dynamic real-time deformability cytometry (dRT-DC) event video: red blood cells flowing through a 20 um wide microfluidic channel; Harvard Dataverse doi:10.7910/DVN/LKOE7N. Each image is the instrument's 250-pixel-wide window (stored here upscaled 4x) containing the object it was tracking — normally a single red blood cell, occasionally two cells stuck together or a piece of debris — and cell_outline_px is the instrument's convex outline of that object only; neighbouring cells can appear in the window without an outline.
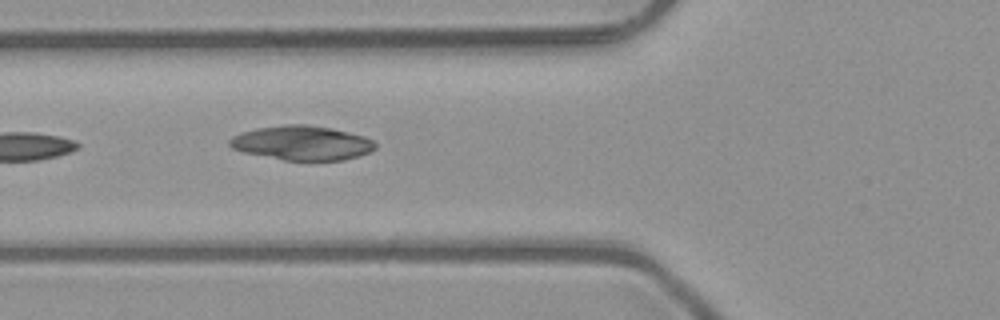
{"species": "common noctule bat (a hibernating species)", "species_latin": "Nyctalus noctula", "temperature_condition": "room temperature", "stored_images_in_passage": 5, "camera_frame_rate_fps": 3000, "um_per_image_px": 0.085, "animal": {"sex": "male", "body_mass_g": 23.1, "forearm_length_mm": 52.7}, "frame": {"image": 1, "passage_image": 5, "time_ms": 1.333, "image_size_px": [1000, 320], "cell_outline_px": [[376, 148], [368, 152], [344, 160], [284, 160], [240, 152], [232, 148], [228, 144], [228, 140], [232, 136], [240, 132], [256, 128], [284, 124], [308, 124], [332, 128], [364, 136], [372, 140], [376, 144]], "centroid_in_image_um": [25.61, 12.14], "position_along_channel_um": 100.2, "area_um2": 29.36}}